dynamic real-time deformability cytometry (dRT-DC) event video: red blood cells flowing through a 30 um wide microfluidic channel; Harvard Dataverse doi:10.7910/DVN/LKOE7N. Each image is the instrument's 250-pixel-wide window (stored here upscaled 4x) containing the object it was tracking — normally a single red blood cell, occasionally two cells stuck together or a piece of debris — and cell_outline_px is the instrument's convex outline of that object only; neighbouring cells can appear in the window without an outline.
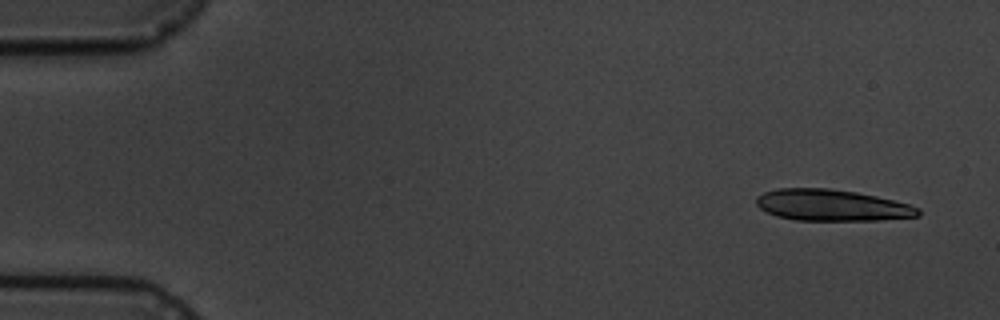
{"species": "common noctule bat (a hibernating species)", "species_latin": "Nyctalus noctula", "temperature_condition": "cold", "stored_images_in_passage": 5, "camera_frame_rate_fps": 3000, "um_per_image_px": 0.085, "animal": {"sex": "male", "body_mass_g": 19.5, "forearm_length_mm": 54.6}, "frame": {"image": 1, "passage_image": 1, "time_ms": 0.0, "image_size_px": [1000, 320], "cell_outline_px": [[920, 216], [880, 220], [796, 220], [776, 216], [760, 208], [756, 204], [756, 196], [764, 192], [776, 188], [828, 188], [856, 192], [876, 196], [908, 204], [920, 208]], "centroid_in_image_um": [70.69, 17.44], "position_along_channel_um": 14.3, "area_um2": 29.59}}